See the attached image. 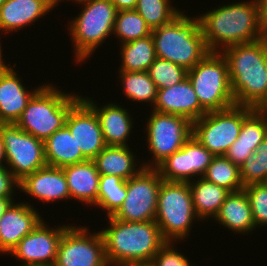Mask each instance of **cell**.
Here are the masks:
<instances>
[{
  "mask_svg": "<svg viewBox=\"0 0 267 266\" xmlns=\"http://www.w3.org/2000/svg\"><path fill=\"white\" fill-rule=\"evenodd\" d=\"M62 0H58V3H60ZM66 1V0H65ZM69 2V0H67ZM70 1H74L73 3H79V2H82V1H85V0H70Z\"/></svg>",
  "mask_w": 267,
  "mask_h": 266,
  "instance_id": "47",
  "label": "cell"
},
{
  "mask_svg": "<svg viewBox=\"0 0 267 266\" xmlns=\"http://www.w3.org/2000/svg\"><path fill=\"white\" fill-rule=\"evenodd\" d=\"M58 5V0H7L0 7V31L9 34L30 27Z\"/></svg>",
  "mask_w": 267,
  "mask_h": 266,
  "instance_id": "22",
  "label": "cell"
},
{
  "mask_svg": "<svg viewBox=\"0 0 267 266\" xmlns=\"http://www.w3.org/2000/svg\"><path fill=\"white\" fill-rule=\"evenodd\" d=\"M138 0H112L117 11L134 10Z\"/></svg>",
  "mask_w": 267,
  "mask_h": 266,
  "instance_id": "40",
  "label": "cell"
},
{
  "mask_svg": "<svg viewBox=\"0 0 267 266\" xmlns=\"http://www.w3.org/2000/svg\"><path fill=\"white\" fill-rule=\"evenodd\" d=\"M200 27L209 52L255 42L267 35L257 0L230 2L200 14Z\"/></svg>",
  "mask_w": 267,
  "mask_h": 266,
  "instance_id": "1",
  "label": "cell"
},
{
  "mask_svg": "<svg viewBox=\"0 0 267 266\" xmlns=\"http://www.w3.org/2000/svg\"><path fill=\"white\" fill-rule=\"evenodd\" d=\"M2 51L3 50H2V45H1V41H0V72L4 71L10 67V62L8 64H6L7 62L4 61L5 59L3 58L4 55H3Z\"/></svg>",
  "mask_w": 267,
  "mask_h": 266,
  "instance_id": "46",
  "label": "cell"
},
{
  "mask_svg": "<svg viewBox=\"0 0 267 266\" xmlns=\"http://www.w3.org/2000/svg\"><path fill=\"white\" fill-rule=\"evenodd\" d=\"M118 73L120 84L123 85V95L126 96V99L133 102L150 103L153 107L157 96V88L147 71H118Z\"/></svg>",
  "mask_w": 267,
  "mask_h": 266,
  "instance_id": "30",
  "label": "cell"
},
{
  "mask_svg": "<svg viewBox=\"0 0 267 266\" xmlns=\"http://www.w3.org/2000/svg\"><path fill=\"white\" fill-rule=\"evenodd\" d=\"M121 66L119 71H147L155 61V44L152 35L119 45Z\"/></svg>",
  "mask_w": 267,
  "mask_h": 266,
  "instance_id": "29",
  "label": "cell"
},
{
  "mask_svg": "<svg viewBox=\"0 0 267 266\" xmlns=\"http://www.w3.org/2000/svg\"><path fill=\"white\" fill-rule=\"evenodd\" d=\"M122 266H155V263L152 260L149 261H134L124 264Z\"/></svg>",
  "mask_w": 267,
  "mask_h": 266,
  "instance_id": "45",
  "label": "cell"
},
{
  "mask_svg": "<svg viewBox=\"0 0 267 266\" xmlns=\"http://www.w3.org/2000/svg\"><path fill=\"white\" fill-rule=\"evenodd\" d=\"M254 109L267 121V95L254 107Z\"/></svg>",
  "mask_w": 267,
  "mask_h": 266,
  "instance_id": "41",
  "label": "cell"
},
{
  "mask_svg": "<svg viewBox=\"0 0 267 266\" xmlns=\"http://www.w3.org/2000/svg\"><path fill=\"white\" fill-rule=\"evenodd\" d=\"M130 146H106L94 159L96 169L103 175H115L127 181L137 175L144 165ZM139 165V166H138Z\"/></svg>",
  "mask_w": 267,
  "mask_h": 266,
  "instance_id": "26",
  "label": "cell"
},
{
  "mask_svg": "<svg viewBox=\"0 0 267 266\" xmlns=\"http://www.w3.org/2000/svg\"><path fill=\"white\" fill-rule=\"evenodd\" d=\"M175 242H166L155 254L152 261L155 266H195L188 258L176 249Z\"/></svg>",
  "mask_w": 267,
  "mask_h": 266,
  "instance_id": "38",
  "label": "cell"
},
{
  "mask_svg": "<svg viewBox=\"0 0 267 266\" xmlns=\"http://www.w3.org/2000/svg\"><path fill=\"white\" fill-rule=\"evenodd\" d=\"M127 195V181L115 175L100 174L97 203L95 206L101 208L112 216L122 205Z\"/></svg>",
  "mask_w": 267,
  "mask_h": 266,
  "instance_id": "32",
  "label": "cell"
},
{
  "mask_svg": "<svg viewBox=\"0 0 267 266\" xmlns=\"http://www.w3.org/2000/svg\"><path fill=\"white\" fill-rule=\"evenodd\" d=\"M214 219V222L217 221L216 223L236 234L244 236V234L250 235L256 231L252 210L244 189L231 192Z\"/></svg>",
  "mask_w": 267,
  "mask_h": 266,
  "instance_id": "24",
  "label": "cell"
},
{
  "mask_svg": "<svg viewBox=\"0 0 267 266\" xmlns=\"http://www.w3.org/2000/svg\"><path fill=\"white\" fill-rule=\"evenodd\" d=\"M214 155L193 135L156 169L165 181L190 182L202 177Z\"/></svg>",
  "mask_w": 267,
  "mask_h": 266,
  "instance_id": "15",
  "label": "cell"
},
{
  "mask_svg": "<svg viewBox=\"0 0 267 266\" xmlns=\"http://www.w3.org/2000/svg\"><path fill=\"white\" fill-rule=\"evenodd\" d=\"M19 183L6 166L0 167V197H14Z\"/></svg>",
  "mask_w": 267,
  "mask_h": 266,
  "instance_id": "39",
  "label": "cell"
},
{
  "mask_svg": "<svg viewBox=\"0 0 267 266\" xmlns=\"http://www.w3.org/2000/svg\"><path fill=\"white\" fill-rule=\"evenodd\" d=\"M107 219L109 226L101 228L100 233L109 266L152 260L167 242L155 220L128 222L112 216Z\"/></svg>",
  "mask_w": 267,
  "mask_h": 266,
  "instance_id": "3",
  "label": "cell"
},
{
  "mask_svg": "<svg viewBox=\"0 0 267 266\" xmlns=\"http://www.w3.org/2000/svg\"><path fill=\"white\" fill-rule=\"evenodd\" d=\"M202 177L226 188L230 192H237L244 188L240 176V167L225 155L214 156Z\"/></svg>",
  "mask_w": 267,
  "mask_h": 266,
  "instance_id": "31",
  "label": "cell"
},
{
  "mask_svg": "<svg viewBox=\"0 0 267 266\" xmlns=\"http://www.w3.org/2000/svg\"><path fill=\"white\" fill-rule=\"evenodd\" d=\"M243 186L265 183L267 180V137L258 145L255 152L240 166Z\"/></svg>",
  "mask_w": 267,
  "mask_h": 266,
  "instance_id": "35",
  "label": "cell"
},
{
  "mask_svg": "<svg viewBox=\"0 0 267 266\" xmlns=\"http://www.w3.org/2000/svg\"><path fill=\"white\" fill-rule=\"evenodd\" d=\"M195 220L202 222L196 215L189 183L163 180L155 217L163 238L176 244L185 241Z\"/></svg>",
  "mask_w": 267,
  "mask_h": 266,
  "instance_id": "7",
  "label": "cell"
},
{
  "mask_svg": "<svg viewBox=\"0 0 267 266\" xmlns=\"http://www.w3.org/2000/svg\"><path fill=\"white\" fill-rule=\"evenodd\" d=\"M28 202H13L0 217V253L9 254L20 240L29 234L43 217Z\"/></svg>",
  "mask_w": 267,
  "mask_h": 266,
  "instance_id": "17",
  "label": "cell"
},
{
  "mask_svg": "<svg viewBox=\"0 0 267 266\" xmlns=\"http://www.w3.org/2000/svg\"><path fill=\"white\" fill-rule=\"evenodd\" d=\"M36 266H54V265H36Z\"/></svg>",
  "mask_w": 267,
  "mask_h": 266,
  "instance_id": "49",
  "label": "cell"
},
{
  "mask_svg": "<svg viewBox=\"0 0 267 266\" xmlns=\"http://www.w3.org/2000/svg\"><path fill=\"white\" fill-rule=\"evenodd\" d=\"M157 58L193 68L208 53L200 19L181 12L170 23L152 29Z\"/></svg>",
  "mask_w": 267,
  "mask_h": 266,
  "instance_id": "4",
  "label": "cell"
},
{
  "mask_svg": "<svg viewBox=\"0 0 267 266\" xmlns=\"http://www.w3.org/2000/svg\"><path fill=\"white\" fill-rule=\"evenodd\" d=\"M10 66L0 72V124L16 123L32 96L43 86L28 90L16 69ZM15 69V70H14Z\"/></svg>",
  "mask_w": 267,
  "mask_h": 266,
  "instance_id": "18",
  "label": "cell"
},
{
  "mask_svg": "<svg viewBox=\"0 0 267 266\" xmlns=\"http://www.w3.org/2000/svg\"><path fill=\"white\" fill-rule=\"evenodd\" d=\"M44 154L48 166L59 168L88 160L66 125L44 141Z\"/></svg>",
  "mask_w": 267,
  "mask_h": 266,
  "instance_id": "27",
  "label": "cell"
},
{
  "mask_svg": "<svg viewBox=\"0 0 267 266\" xmlns=\"http://www.w3.org/2000/svg\"><path fill=\"white\" fill-rule=\"evenodd\" d=\"M70 199L77 200L88 206L97 203L100 173L93 160H86L63 167Z\"/></svg>",
  "mask_w": 267,
  "mask_h": 266,
  "instance_id": "23",
  "label": "cell"
},
{
  "mask_svg": "<svg viewBox=\"0 0 267 266\" xmlns=\"http://www.w3.org/2000/svg\"><path fill=\"white\" fill-rule=\"evenodd\" d=\"M80 13L69 21L68 32L76 64L92 57L96 48L113 34L117 9L112 0H85Z\"/></svg>",
  "mask_w": 267,
  "mask_h": 266,
  "instance_id": "6",
  "label": "cell"
},
{
  "mask_svg": "<svg viewBox=\"0 0 267 266\" xmlns=\"http://www.w3.org/2000/svg\"><path fill=\"white\" fill-rule=\"evenodd\" d=\"M152 109L161 113L182 116L191 122L207 113L201 107L188 77L169 88L157 89V96Z\"/></svg>",
  "mask_w": 267,
  "mask_h": 266,
  "instance_id": "19",
  "label": "cell"
},
{
  "mask_svg": "<svg viewBox=\"0 0 267 266\" xmlns=\"http://www.w3.org/2000/svg\"><path fill=\"white\" fill-rule=\"evenodd\" d=\"M70 225L60 239L54 266H109L100 231Z\"/></svg>",
  "mask_w": 267,
  "mask_h": 266,
  "instance_id": "13",
  "label": "cell"
},
{
  "mask_svg": "<svg viewBox=\"0 0 267 266\" xmlns=\"http://www.w3.org/2000/svg\"><path fill=\"white\" fill-rule=\"evenodd\" d=\"M146 118L145 134L148 151L152 161H143L144 168L156 169L163 161L177 150L192 136V122L182 116L153 111Z\"/></svg>",
  "mask_w": 267,
  "mask_h": 266,
  "instance_id": "9",
  "label": "cell"
},
{
  "mask_svg": "<svg viewBox=\"0 0 267 266\" xmlns=\"http://www.w3.org/2000/svg\"><path fill=\"white\" fill-rule=\"evenodd\" d=\"M227 61L235 105L254 108L267 95V35L221 51Z\"/></svg>",
  "mask_w": 267,
  "mask_h": 266,
  "instance_id": "2",
  "label": "cell"
},
{
  "mask_svg": "<svg viewBox=\"0 0 267 266\" xmlns=\"http://www.w3.org/2000/svg\"><path fill=\"white\" fill-rule=\"evenodd\" d=\"M266 137L267 121L254 109L243 120L239 136L225 156L240 167Z\"/></svg>",
  "mask_w": 267,
  "mask_h": 266,
  "instance_id": "25",
  "label": "cell"
},
{
  "mask_svg": "<svg viewBox=\"0 0 267 266\" xmlns=\"http://www.w3.org/2000/svg\"><path fill=\"white\" fill-rule=\"evenodd\" d=\"M163 179L157 169L143 168L127 180V195L112 217L128 222L155 220L158 192Z\"/></svg>",
  "mask_w": 267,
  "mask_h": 266,
  "instance_id": "11",
  "label": "cell"
},
{
  "mask_svg": "<svg viewBox=\"0 0 267 266\" xmlns=\"http://www.w3.org/2000/svg\"><path fill=\"white\" fill-rule=\"evenodd\" d=\"M247 194L252 217L257 229L267 226V185L265 183L251 184L243 188Z\"/></svg>",
  "mask_w": 267,
  "mask_h": 266,
  "instance_id": "37",
  "label": "cell"
},
{
  "mask_svg": "<svg viewBox=\"0 0 267 266\" xmlns=\"http://www.w3.org/2000/svg\"><path fill=\"white\" fill-rule=\"evenodd\" d=\"M171 0H138L135 10L151 29L170 23L182 10L176 9Z\"/></svg>",
  "mask_w": 267,
  "mask_h": 266,
  "instance_id": "34",
  "label": "cell"
},
{
  "mask_svg": "<svg viewBox=\"0 0 267 266\" xmlns=\"http://www.w3.org/2000/svg\"><path fill=\"white\" fill-rule=\"evenodd\" d=\"M0 134L5 146L6 167L19 182L47 165L44 141L14 123L0 124Z\"/></svg>",
  "mask_w": 267,
  "mask_h": 266,
  "instance_id": "12",
  "label": "cell"
},
{
  "mask_svg": "<svg viewBox=\"0 0 267 266\" xmlns=\"http://www.w3.org/2000/svg\"><path fill=\"white\" fill-rule=\"evenodd\" d=\"M259 4V9L261 13V18L267 25V0H257Z\"/></svg>",
  "mask_w": 267,
  "mask_h": 266,
  "instance_id": "43",
  "label": "cell"
},
{
  "mask_svg": "<svg viewBox=\"0 0 267 266\" xmlns=\"http://www.w3.org/2000/svg\"><path fill=\"white\" fill-rule=\"evenodd\" d=\"M188 183L198 218L202 222H204L203 220L208 222V219L211 218L214 221L222 204L231 192L226 188L205 180L203 177L195 178Z\"/></svg>",
  "mask_w": 267,
  "mask_h": 266,
  "instance_id": "28",
  "label": "cell"
},
{
  "mask_svg": "<svg viewBox=\"0 0 267 266\" xmlns=\"http://www.w3.org/2000/svg\"><path fill=\"white\" fill-rule=\"evenodd\" d=\"M19 190L43 203L69 200L70 192L63 168L44 166L27 175L19 183Z\"/></svg>",
  "mask_w": 267,
  "mask_h": 266,
  "instance_id": "20",
  "label": "cell"
},
{
  "mask_svg": "<svg viewBox=\"0 0 267 266\" xmlns=\"http://www.w3.org/2000/svg\"><path fill=\"white\" fill-rule=\"evenodd\" d=\"M65 125L88 160L107 146L97 114L82 98L70 109Z\"/></svg>",
  "mask_w": 267,
  "mask_h": 266,
  "instance_id": "16",
  "label": "cell"
},
{
  "mask_svg": "<svg viewBox=\"0 0 267 266\" xmlns=\"http://www.w3.org/2000/svg\"><path fill=\"white\" fill-rule=\"evenodd\" d=\"M147 72L157 89H166L186 79L188 70L168 60L156 58Z\"/></svg>",
  "mask_w": 267,
  "mask_h": 266,
  "instance_id": "36",
  "label": "cell"
},
{
  "mask_svg": "<svg viewBox=\"0 0 267 266\" xmlns=\"http://www.w3.org/2000/svg\"><path fill=\"white\" fill-rule=\"evenodd\" d=\"M7 0H0V7L6 2Z\"/></svg>",
  "mask_w": 267,
  "mask_h": 266,
  "instance_id": "48",
  "label": "cell"
},
{
  "mask_svg": "<svg viewBox=\"0 0 267 266\" xmlns=\"http://www.w3.org/2000/svg\"><path fill=\"white\" fill-rule=\"evenodd\" d=\"M190 80L201 107L208 113L235 105L231 93L228 64L221 52H209L188 70Z\"/></svg>",
  "mask_w": 267,
  "mask_h": 266,
  "instance_id": "8",
  "label": "cell"
},
{
  "mask_svg": "<svg viewBox=\"0 0 267 266\" xmlns=\"http://www.w3.org/2000/svg\"><path fill=\"white\" fill-rule=\"evenodd\" d=\"M151 32L152 29L135 9L117 11L113 34L120 44L149 36Z\"/></svg>",
  "mask_w": 267,
  "mask_h": 266,
  "instance_id": "33",
  "label": "cell"
},
{
  "mask_svg": "<svg viewBox=\"0 0 267 266\" xmlns=\"http://www.w3.org/2000/svg\"><path fill=\"white\" fill-rule=\"evenodd\" d=\"M71 224L49 227L43 219L7 255L22 262L19 266L54 265L60 239Z\"/></svg>",
  "mask_w": 267,
  "mask_h": 266,
  "instance_id": "14",
  "label": "cell"
},
{
  "mask_svg": "<svg viewBox=\"0 0 267 266\" xmlns=\"http://www.w3.org/2000/svg\"><path fill=\"white\" fill-rule=\"evenodd\" d=\"M97 114L107 146H129L134 121L128 109L111 102L98 107L92 98L81 97ZM92 99V100H91ZM132 117V118H131Z\"/></svg>",
  "mask_w": 267,
  "mask_h": 266,
  "instance_id": "21",
  "label": "cell"
},
{
  "mask_svg": "<svg viewBox=\"0 0 267 266\" xmlns=\"http://www.w3.org/2000/svg\"><path fill=\"white\" fill-rule=\"evenodd\" d=\"M5 166H6L5 146L0 134V167H5Z\"/></svg>",
  "mask_w": 267,
  "mask_h": 266,
  "instance_id": "44",
  "label": "cell"
},
{
  "mask_svg": "<svg viewBox=\"0 0 267 266\" xmlns=\"http://www.w3.org/2000/svg\"><path fill=\"white\" fill-rule=\"evenodd\" d=\"M15 197H0V217L6 212L9 206L15 201Z\"/></svg>",
  "mask_w": 267,
  "mask_h": 266,
  "instance_id": "42",
  "label": "cell"
},
{
  "mask_svg": "<svg viewBox=\"0 0 267 266\" xmlns=\"http://www.w3.org/2000/svg\"><path fill=\"white\" fill-rule=\"evenodd\" d=\"M82 95L58 89L47 83L32 96L20 119L15 123L21 130L45 141L66 122L70 109Z\"/></svg>",
  "mask_w": 267,
  "mask_h": 266,
  "instance_id": "5",
  "label": "cell"
},
{
  "mask_svg": "<svg viewBox=\"0 0 267 266\" xmlns=\"http://www.w3.org/2000/svg\"><path fill=\"white\" fill-rule=\"evenodd\" d=\"M254 108L233 105L230 108L208 112L192 122V135L214 156L225 155L237 140L243 120Z\"/></svg>",
  "mask_w": 267,
  "mask_h": 266,
  "instance_id": "10",
  "label": "cell"
}]
</instances>
